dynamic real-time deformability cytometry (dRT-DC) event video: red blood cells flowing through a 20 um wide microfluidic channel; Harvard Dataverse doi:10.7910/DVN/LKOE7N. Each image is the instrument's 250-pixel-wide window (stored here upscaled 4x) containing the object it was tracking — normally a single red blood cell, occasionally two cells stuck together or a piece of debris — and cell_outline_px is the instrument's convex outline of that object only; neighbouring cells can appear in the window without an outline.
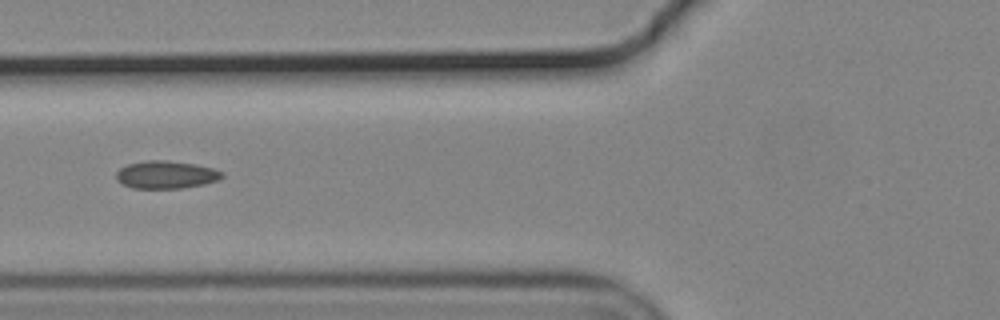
{"species": "common noctule bat (a hibernating species)", "species_latin": "Nyctalus noctula", "temperature_condition": "cold", "stored_images_in_passage": 12, "camera_frame_rate_fps": 3000, "um_per_image_px": 0.085, "animal": {"sex": "male", "body_mass_g": 19.2, "forearm_length_mm": 51.8}, "frame": {"image": 1, "passage_image": 6, "time_ms": 1.667, "image_size_px": [1000, 320], "cell_outline_px": [[224, 176], [216, 180], [204, 184], [180, 188], [132, 188], [116, 180], [116, 172], [120, 168], [128, 164], [148, 160], [168, 160], [196, 164], [212, 168], [224, 172]], "centroid_in_image_um": [14.11, 14.84], "position_along_channel_um": 111.7, "area_um2": 17.05}}
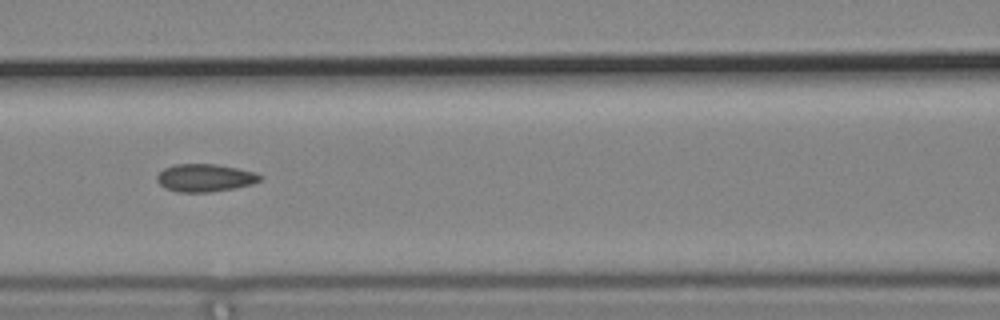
{"frame": {"image": 2, "passage_image": 9, "time_ms": 2.667, "image_size_px": [1000, 320], "cell_outline_px": [[264, 176], [260, 180], [252, 184], [212, 192], [176, 192], [164, 188], [156, 180], [156, 176], [164, 168], [176, 164], [216, 164], [256, 172]], "centroid_in_image_um": [17.41, 15.12], "position_along_channel_um": 149.2, "area_um2": 16.7}}